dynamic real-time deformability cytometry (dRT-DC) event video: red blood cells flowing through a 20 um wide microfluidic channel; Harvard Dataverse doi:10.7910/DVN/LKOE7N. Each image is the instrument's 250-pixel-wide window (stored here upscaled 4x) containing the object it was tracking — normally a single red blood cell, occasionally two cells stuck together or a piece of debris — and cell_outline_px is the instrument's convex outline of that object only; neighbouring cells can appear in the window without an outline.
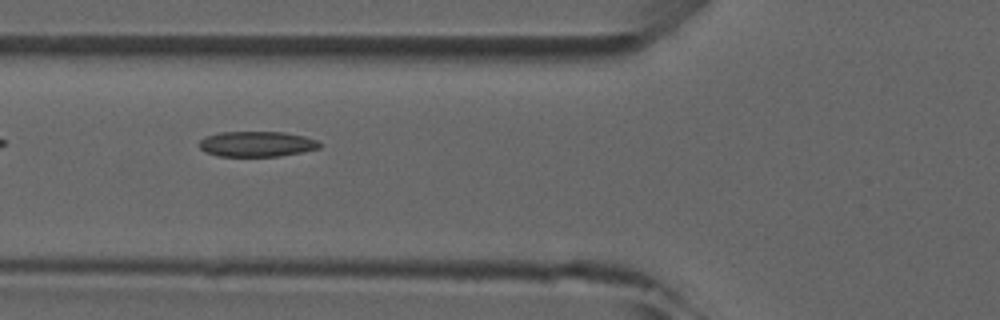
{"species": "common noctule bat (a hibernating species)", "species_latin": "Nyctalus noctula", "temperature_condition": "room temperature", "stored_images_in_passage": 8, "camera_frame_rate_fps": 3000, "um_per_image_px": 0.085, "animal": {"sex": "male", "forearm_length_mm": 52.5}, "frame": {"image": 1, "passage_image": 6, "time_ms": 6.0, "image_size_px": [1000, 320], "cell_outline_px": [[324, 144], [320, 148], [304, 152], [280, 156], [216, 156], [204, 152], [200, 148], [200, 140], [204, 136], [220, 132], [284, 132], [304, 136], [316, 140]], "centroid_in_image_um": [21.84, 12.24], "position_along_channel_um": 104.0, "area_um2": 18.03}}
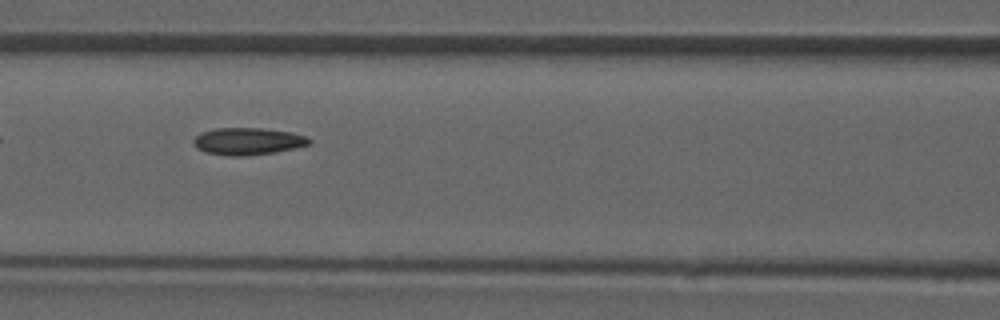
{"frame": {"image": 2, "passage_image": 7, "time_ms": 7.0, "image_size_px": [1000, 320], "cell_outline_px": [[312, 140], [308, 144], [296, 148], [272, 152], [244, 156], [228, 156], [208, 152], [196, 148], [192, 140], [200, 132], [216, 128], [260, 128], [292, 132], [304, 136]], "centroid_in_image_um": [21.03, 12.0], "position_along_channel_um": 145.6, "area_um2": 18.15}}